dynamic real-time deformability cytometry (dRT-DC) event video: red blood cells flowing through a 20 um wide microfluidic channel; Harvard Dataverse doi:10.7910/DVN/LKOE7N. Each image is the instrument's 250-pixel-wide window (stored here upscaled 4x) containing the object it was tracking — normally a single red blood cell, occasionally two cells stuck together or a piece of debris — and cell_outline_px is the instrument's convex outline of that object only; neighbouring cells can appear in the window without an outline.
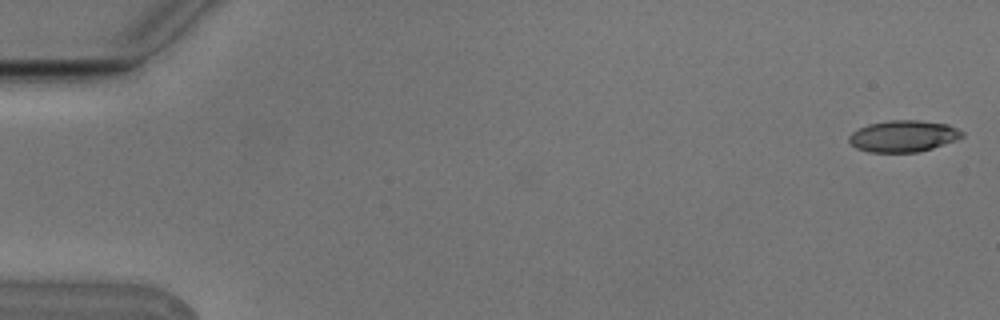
{"species": "Egyptian fruit bat (a non-hibernating species)", "species_latin": "Rousettus aegyptiacus", "temperature_condition": "cold", "stored_images_in_passage": 5, "camera_frame_rate_fps": 3000, "um_per_image_px": 0.085, "animal": {"sex": "male"}, "frame": {"image": 1, "passage_image": 1, "time_ms": 0.0, "image_size_px": [1000, 320], "cell_outline_px": [[964, 136], [956, 140], [932, 148], [916, 152], [868, 152], [856, 148], [848, 140], [848, 136], [852, 132], [868, 124], [888, 120], [920, 120], [948, 124], [964, 132]], "centroid_in_image_um": [76.78, 11.56], "position_along_channel_um": 8.2, "area_um2": 20.81}}
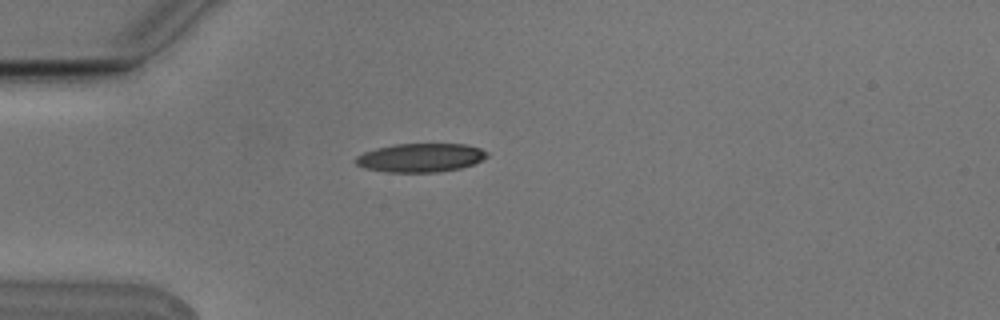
{"frame": {"image": 2, "passage_image": 5, "time_ms": 1.333, "image_size_px": [1000, 320], "cell_outline_px": [[488, 156], [472, 164], [460, 168], [440, 172], [388, 172], [364, 168], [356, 164], [356, 156], [364, 152], [376, 148], [392, 144], [464, 144], [480, 148], [488, 152]], "centroid_in_image_um": [35.73, 13.4], "position_along_channel_um": 49.3, "area_um2": 21.91}}